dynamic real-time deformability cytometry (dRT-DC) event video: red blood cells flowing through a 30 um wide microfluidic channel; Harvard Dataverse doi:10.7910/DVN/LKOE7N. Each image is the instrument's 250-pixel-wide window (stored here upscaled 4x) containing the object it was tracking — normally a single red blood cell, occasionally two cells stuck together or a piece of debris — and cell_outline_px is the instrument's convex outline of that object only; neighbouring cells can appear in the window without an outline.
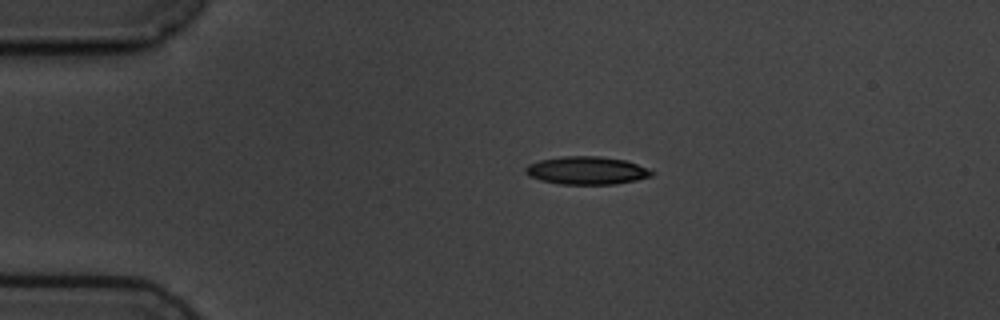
{"species": "common noctule bat (a hibernating species)", "species_latin": "Nyctalus noctula", "temperature_condition": "cold", "stored_images_in_passage": 2, "camera_frame_rate_fps": 3000, "um_per_image_px": 0.085, "animal": {"sex": "male", "body_mass_g": 19.5, "forearm_length_mm": 54.6}, "frame": {"image": 1, "passage_image": 1, "time_ms": 0.0, "image_size_px": [1000, 320], "cell_outline_px": [[656, 172], [652, 176], [636, 180], [616, 184], [560, 184], [540, 180], [528, 176], [524, 172], [524, 168], [528, 164], [540, 160], [564, 156], [600, 156], [624, 160], [636, 164]], "centroid_in_image_um": [49.84, 14.49], "position_along_channel_um": 35.2, "area_um2": 20.58}}